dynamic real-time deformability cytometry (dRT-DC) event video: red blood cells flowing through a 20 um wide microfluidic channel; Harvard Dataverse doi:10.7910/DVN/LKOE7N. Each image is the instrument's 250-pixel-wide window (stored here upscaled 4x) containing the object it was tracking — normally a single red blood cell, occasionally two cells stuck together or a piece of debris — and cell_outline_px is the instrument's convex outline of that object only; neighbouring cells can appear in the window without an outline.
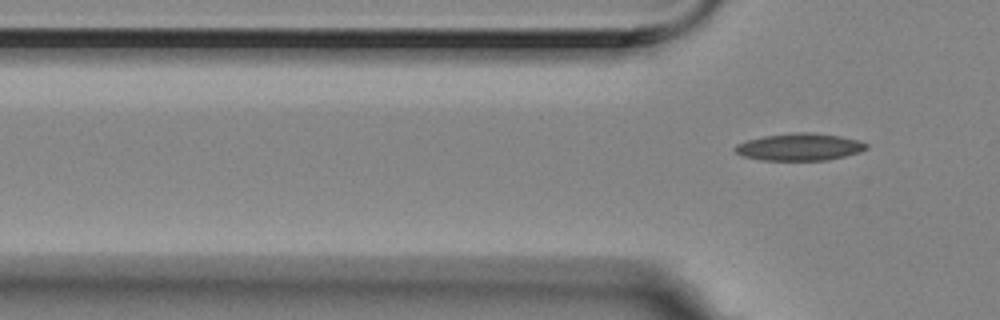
{"species": "Egyptian fruit bat (a non-hibernating species)", "species_latin": "Rousettus aegyptiacus", "temperature_condition": "room temperature", "stored_images_in_passage": 3, "segment_of_instrument_passage": [2, 2], "camera_frame_rate_fps": 3000, "um_per_image_px": 0.085, "animal": {"sex": "female"}, "frame": {"image": 1, "passage_image": 3, "time_ms": 0.667, "image_size_px": [1000, 320], "cell_outline_px": [[868, 148], [860, 152], [828, 160], [760, 160], [744, 156], [736, 152], [732, 148], [736, 144], [748, 140], [764, 136], [792, 132], [812, 132], [840, 136], [860, 140], [868, 144]], "centroid_in_image_um": [67.98, 12.48], "position_along_channel_um": 57.8, "area_um2": 20.92}}